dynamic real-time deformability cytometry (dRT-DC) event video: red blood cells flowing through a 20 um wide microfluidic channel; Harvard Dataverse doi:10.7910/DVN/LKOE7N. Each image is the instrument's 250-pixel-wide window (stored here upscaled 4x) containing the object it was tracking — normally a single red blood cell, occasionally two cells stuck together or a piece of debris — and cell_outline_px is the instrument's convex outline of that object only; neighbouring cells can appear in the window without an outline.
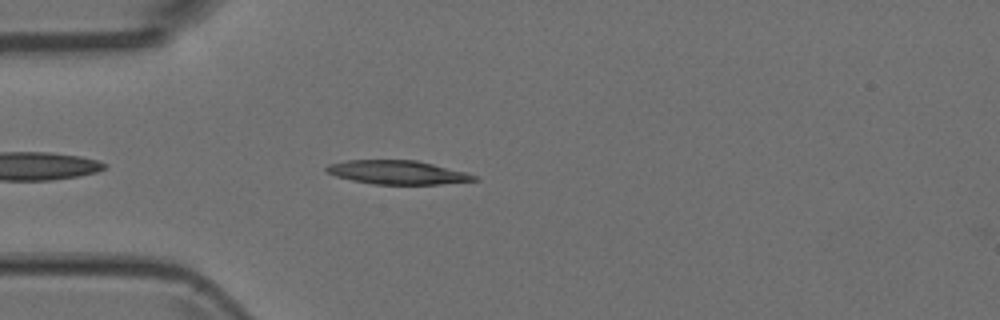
{"species": "Egyptian fruit bat (a non-hibernating species)", "species_latin": "Rousettus aegyptiacus", "temperature_condition": "room temperature", "stored_images_in_passage": 4, "camera_frame_rate_fps": 3000, "um_per_image_px": 0.085, "animal": {"sex": "female"}, "frame": {"image": 1, "passage_image": 4, "time_ms": 1.0, "image_size_px": [1000, 320], "cell_outline_px": [[480, 180], [440, 184], [372, 184], [352, 180], [336, 176], [328, 172], [324, 168], [328, 164], [348, 160], [416, 160], [464, 172], [476, 176]], "centroid_in_image_um": [33.76, 14.65], "position_along_channel_um": 51.2, "area_um2": 20.23}}